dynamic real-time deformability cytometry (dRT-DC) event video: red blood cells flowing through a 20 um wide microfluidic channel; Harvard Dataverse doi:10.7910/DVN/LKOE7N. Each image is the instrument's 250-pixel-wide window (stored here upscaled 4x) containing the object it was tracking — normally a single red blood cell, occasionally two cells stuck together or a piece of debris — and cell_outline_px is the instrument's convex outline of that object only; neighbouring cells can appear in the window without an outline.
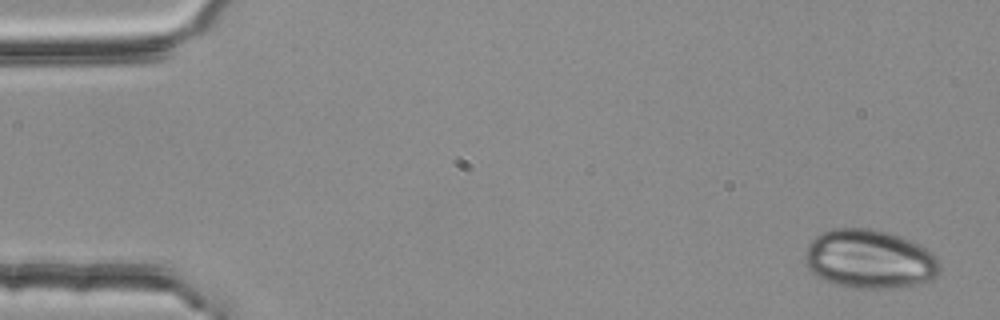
{"species": "common noctule bat (a hibernating species)", "species_latin": "Nyctalus noctula", "temperature_condition": "room temperature", "stored_images_in_passage": 3, "camera_frame_rate_fps": 3000, "um_per_image_px": 0.085, "animal": {"sex": "female", "body_mass_g": 25.1}, "frame": {"image": 1, "passage_image": 3, "time_ms": 0.667, "image_size_px": [1000, 320], "cell_outline_px": [[940, 272], [932, 280], [908, 288], [860, 288], [836, 284], [824, 280], [816, 276], [804, 264], [804, 256], [808, 244], [820, 232], [832, 228], [868, 228], [888, 232], [900, 236], [920, 244], [932, 252], [936, 256], [940, 264]], "centroid_in_image_um": [73.93, 22.03], "position_along_channel_um": 11.1, "area_um2": 46.93}}